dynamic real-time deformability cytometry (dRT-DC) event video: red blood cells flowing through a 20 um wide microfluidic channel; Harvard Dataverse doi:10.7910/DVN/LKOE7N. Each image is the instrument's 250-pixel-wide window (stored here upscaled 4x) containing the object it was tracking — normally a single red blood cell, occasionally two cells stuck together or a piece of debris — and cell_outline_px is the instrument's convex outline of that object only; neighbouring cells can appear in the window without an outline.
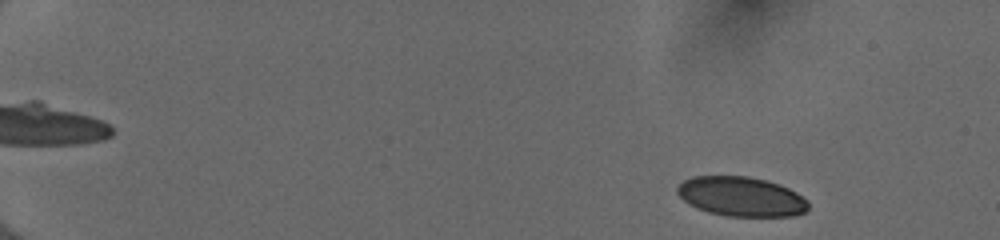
{"species": "human", "species_latin": "Homo sapiens", "temperature_condition": "cold", "stored_images_in_passage": 50, "camera_frame_rate_fps": 3000, "um_per_image_px": 0.085, "donor": {"sex": "female"}, "frame": {"image": 1, "passage_image": 3, "time_ms": 0.667, "image_size_px": [1000, 240], "cell_outline_px": [[808, 208], [804, 212], [792, 216], [724, 216], [708, 212], [696, 208], [688, 204], [676, 192], [676, 188], [684, 180], [692, 176], [748, 176], [764, 180], [788, 188], [796, 192], [808, 200]], "centroid_in_image_um": [62.98, 16.71], "position_along_channel_um": 22.0, "area_um2": 30.17}}
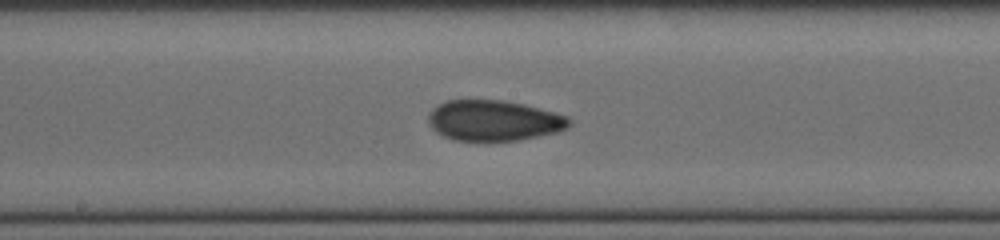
{"frame": {"image": 2, "passage_image": 28, "time_ms": 9.0, "image_size_px": [1000, 240], "cell_outline_px": [[572, 124], [568, 128], [556, 132], [520, 140], [452, 140], [436, 132], [428, 124], [428, 116], [432, 108], [448, 100], [500, 100], [524, 104], [556, 112], [568, 116], [572, 120]], "centroid_in_image_um": [42.0, 10.24], "position_along_channel_um": 206.2, "area_um2": 33.41}}
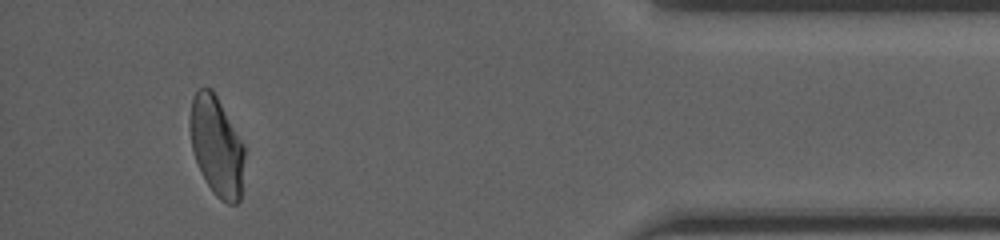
{"frame": {"image": 3, "passage_image": 47, "time_ms": 15.333, "image_size_px": [1000, 240], "cell_outline_px": [[244, 156], [240, 200], [236, 204], [228, 204], [220, 200], [212, 192], [200, 172], [192, 148], [188, 120], [192, 100], [196, 92], [200, 88], [212, 88], [244, 148]], "centroid_in_image_um": [18.38, 12.46], "position_along_channel_um": 416.8, "area_um2": 31.21}, "authors_computed_cell_mechanics": {"area_um2": 32.1368, "velocity_mm_per_s": 3.9911, "shape_relaxation_time_tau1_ms": null, "shape_relaxation_time_tau2_ms": 1.4543, "deformation_change_tau1": null, "deformation_change_tau2": 0.0574}}